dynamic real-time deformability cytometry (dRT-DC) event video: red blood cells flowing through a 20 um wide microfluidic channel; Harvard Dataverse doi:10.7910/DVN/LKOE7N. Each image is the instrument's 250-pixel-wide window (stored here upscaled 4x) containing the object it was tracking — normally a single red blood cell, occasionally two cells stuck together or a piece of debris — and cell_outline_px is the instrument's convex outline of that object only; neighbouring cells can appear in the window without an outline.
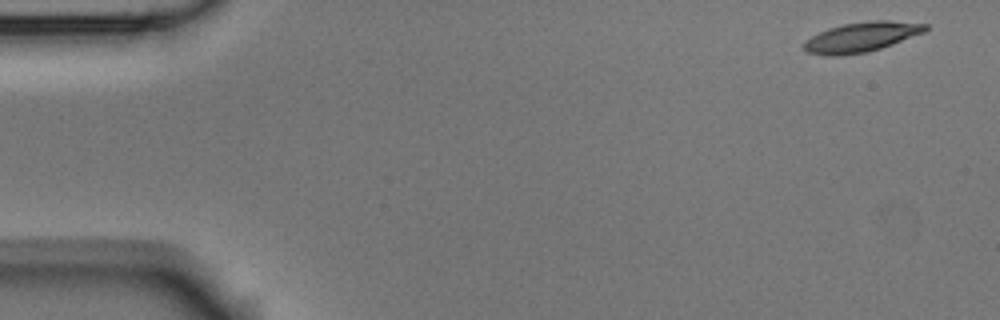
{"species": "Egyptian fruit bat (a non-hibernating species)", "species_latin": "Rousettus aegyptiacus", "temperature_condition": "room temperature", "stored_images_in_passage": 4, "camera_frame_rate_fps": 3000, "um_per_image_px": 0.085, "animal": {"sex": "male"}, "frame": {"image": 1, "passage_image": 1, "time_ms": 0.0, "image_size_px": [1000, 320], "cell_outline_px": [[928, 28], [924, 32], [892, 44], [868, 52], [840, 56], [828, 56], [808, 52], [804, 48], [804, 40], [828, 28], [844, 24], [868, 20], [888, 20], [928, 24]], "centroid_in_image_um": [73.22, 3.14], "position_along_channel_um": 11.8, "area_um2": 21.04}}
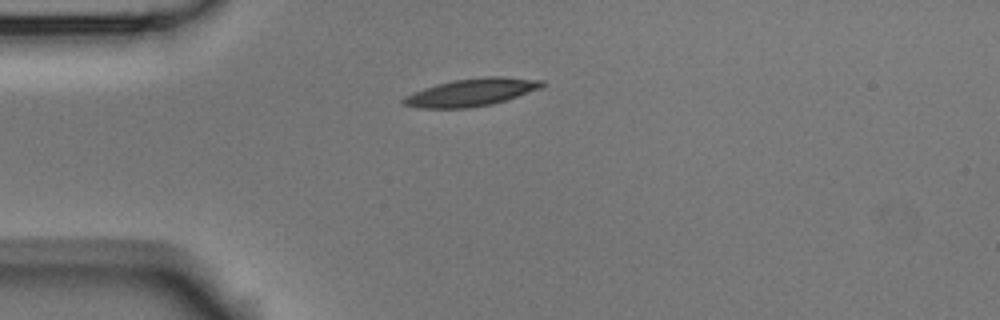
{"frame": {"image": 2, "passage_image": 4, "time_ms": 1.0, "image_size_px": [1000, 320], "cell_outline_px": [[548, 84], [540, 88], [492, 104], [468, 108], [420, 108], [404, 104], [400, 100], [404, 96], [424, 88], [436, 84], [456, 80], [488, 76], [504, 76], [544, 80]], "centroid_in_image_um": [40.08, 7.84], "position_along_channel_um": 44.9, "area_um2": 22.14}}